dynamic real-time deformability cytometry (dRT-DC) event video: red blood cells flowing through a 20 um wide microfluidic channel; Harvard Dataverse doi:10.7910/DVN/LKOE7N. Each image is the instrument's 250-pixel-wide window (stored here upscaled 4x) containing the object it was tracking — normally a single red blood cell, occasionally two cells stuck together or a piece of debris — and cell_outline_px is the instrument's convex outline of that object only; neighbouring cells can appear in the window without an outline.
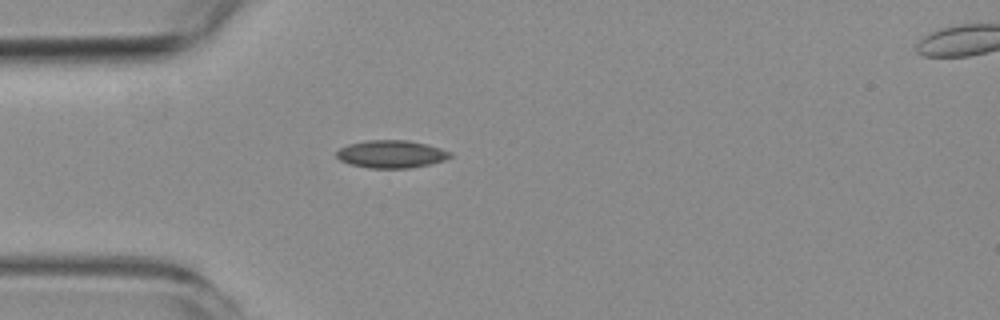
{"species": "common noctule bat (a hibernating species)", "species_latin": "Nyctalus noctula", "temperature_condition": "room temperature", "stored_images_in_passage": 2, "camera_frame_rate_fps": 3000, "um_per_image_px": 0.085, "animal": {"sex": "female", "body_mass_g": 19.3, "forearm_length_mm": 54.1}, "frame": {"image": 1, "passage_image": 1, "time_ms": 0.0, "image_size_px": [1000, 320], "cell_outline_px": [[452, 156], [444, 160], [432, 164], [412, 168], [368, 168], [348, 164], [340, 160], [336, 156], [336, 152], [340, 148], [348, 144], [368, 140], [408, 140], [440, 148], [452, 152]], "centroid_in_image_um": [33.25, 13.11], "position_along_channel_um": 51.7, "area_um2": 18.44}}